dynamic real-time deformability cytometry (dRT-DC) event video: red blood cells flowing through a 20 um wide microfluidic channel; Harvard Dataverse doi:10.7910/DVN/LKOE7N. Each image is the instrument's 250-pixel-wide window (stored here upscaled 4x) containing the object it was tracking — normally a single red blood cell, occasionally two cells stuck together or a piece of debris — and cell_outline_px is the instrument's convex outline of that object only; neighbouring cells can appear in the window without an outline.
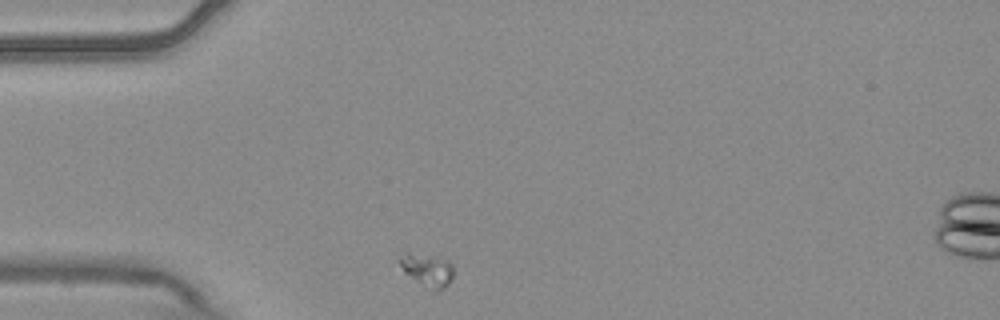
{"species": "common noctule bat (a hibernating species)", "species_latin": "Nyctalus noctula", "temperature_condition": "warm", "stored_images_in_passage": 2, "camera_frame_rate_fps": 3000, "um_per_image_px": 0.085, "animal": {"sex": "male", "body_mass_g": 20.4}, "frame": {"image": 1, "passage_image": 1, "time_ms": 0.0, "image_size_px": [1000, 320], "cell_outline_px": [[452, 280], [444, 288], [436, 292], [404, 272], [396, 260], [408, 252], [448, 260], [452, 264]], "centroid_in_image_um": [36.32, 22.95], "position_along_channel_um": 48.7, "area_um2": 10.0}}